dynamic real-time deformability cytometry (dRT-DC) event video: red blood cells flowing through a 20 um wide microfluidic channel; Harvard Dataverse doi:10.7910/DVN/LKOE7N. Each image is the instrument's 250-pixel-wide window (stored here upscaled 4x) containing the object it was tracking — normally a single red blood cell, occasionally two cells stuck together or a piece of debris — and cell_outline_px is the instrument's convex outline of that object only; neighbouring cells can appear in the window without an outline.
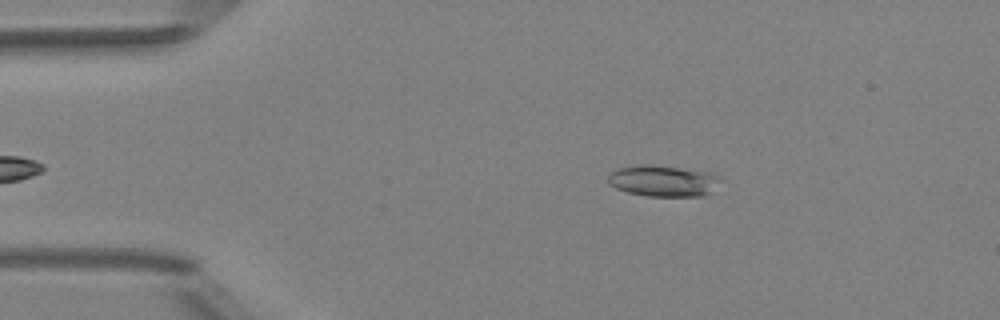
{"species": "Egyptian fruit bat (a non-hibernating species)", "species_latin": "Rousettus aegyptiacus", "temperature_condition": "room temperature", "stored_images_in_passage": 4, "camera_frame_rate_fps": 3000, "um_per_image_px": 0.085, "animal": {"sex": "female"}, "frame": {"image": 1, "passage_image": 4, "time_ms": 4.333, "image_size_px": [1000, 320], "cell_outline_px": [[724, 180], [704, 196], [648, 196], [628, 192], [616, 188], [608, 184], [608, 176], [616, 168], [640, 164], [648, 164], [680, 168], [708, 172], [720, 176]], "centroid_in_image_um": [56.37, 15.37], "position_along_channel_um": 28.6, "area_um2": 20.52}}